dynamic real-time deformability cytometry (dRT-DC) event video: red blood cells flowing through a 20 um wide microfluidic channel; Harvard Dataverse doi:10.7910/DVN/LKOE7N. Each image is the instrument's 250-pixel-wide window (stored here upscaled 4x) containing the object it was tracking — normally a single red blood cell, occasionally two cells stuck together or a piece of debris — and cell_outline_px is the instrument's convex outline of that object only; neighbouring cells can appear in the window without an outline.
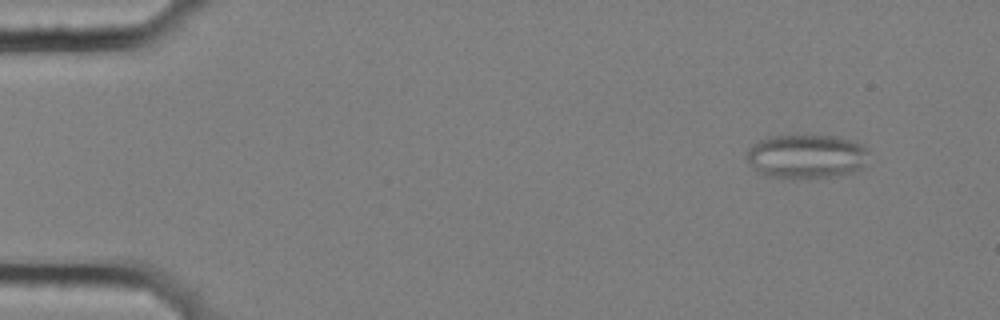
{"species": "common noctule bat (a hibernating species)", "species_latin": "Nyctalus noctula", "temperature_condition": "cold", "stored_images_in_passage": 57, "camera_frame_rate_fps": 3000, "um_per_image_px": 0.085, "animal": {"sex": "female", "body_mass_g": 25.1}, "frame": {"image": 1, "passage_image": 6, "time_ms": 1.667, "image_size_px": [1000, 320], "cell_outline_px": [[868, 152], [864, 168], [852, 172], [832, 176], [796, 180], [792, 180], [764, 176], [756, 172], [744, 156], [748, 148], [752, 144], [768, 136], [796, 132], [808, 132], [836, 136], [860, 144], [868, 148]], "centroid_in_image_um": [68.47, 13.26], "position_along_channel_um": 16.5, "area_um2": 33.12}}
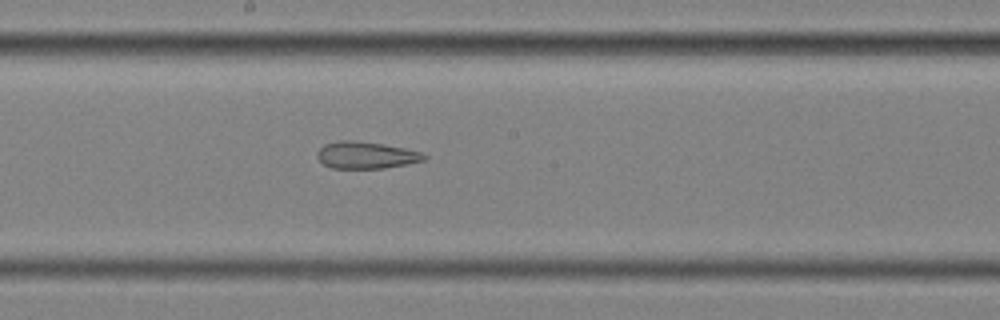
{"frame": {"image": 2, "passage_image": 32, "time_ms": 10.333, "image_size_px": [1000, 320], "cell_outline_px": [[428, 160], [408, 164], [384, 168], [332, 168], [324, 164], [316, 156], [316, 152], [324, 144], [340, 140], [352, 140], [384, 144], [404, 148], [420, 152], [428, 156]], "centroid_in_image_um": [31.13, 13.19], "position_along_channel_um": 217.1, "area_um2": 16.88}}
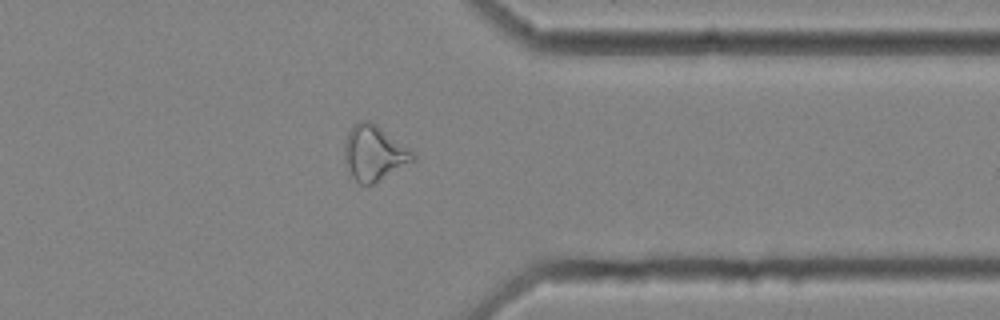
{"frame": {"image": 3, "passage_image": 46, "time_ms": 15.0, "image_size_px": [1000, 320], "cell_outline_px": [[416, 160], [376, 184], [360, 184], [352, 176], [344, 160], [344, 144], [348, 132], [360, 120], [368, 120], [376, 124], [412, 152], [416, 156]], "centroid_in_image_um": [31.79, 13.05], "position_along_channel_um": 379.6, "area_um2": 21.85}, "authors_computed_cell_mechanics": {"area_um2": 23.8714, "velocity_mm_per_s": 3.5876, "shape_relaxation_time_tau1_ms": null, "shape_relaxation_time_tau2_ms": 4.6574, "deformation_change_tau1": null, "deformation_change_tau2": 0.152}}